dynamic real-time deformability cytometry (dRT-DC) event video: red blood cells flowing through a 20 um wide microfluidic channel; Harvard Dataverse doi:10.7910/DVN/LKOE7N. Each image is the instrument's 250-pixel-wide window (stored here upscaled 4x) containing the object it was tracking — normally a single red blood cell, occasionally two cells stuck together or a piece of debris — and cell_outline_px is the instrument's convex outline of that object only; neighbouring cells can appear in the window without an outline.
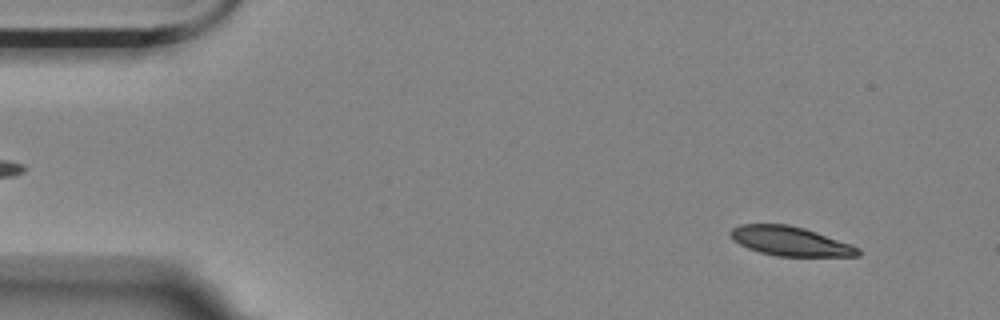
{"species": "Egyptian fruit bat (a non-hibernating species)", "species_latin": "Rousettus aegyptiacus", "temperature_condition": "room temperature", "stored_images_in_passage": 50, "camera_frame_rate_fps": 3000, "um_per_image_px": 0.085, "animal": {"sex": "female"}, "frame": {"image": 1, "passage_image": 4, "time_ms": 1.0, "image_size_px": [1000, 320], "cell_outline_px": [[860, 256], [776, 256], [760, 252], [748, 248], [732, 240], [728, 232], [732, 228], [740, 224], [788, 224], [804, 228], [852, 244], [860, 248]], "centroid_in_image_um": [67.16, 20.5], "position_along_channel_um": 17.8, "area_um2": 21.85}}
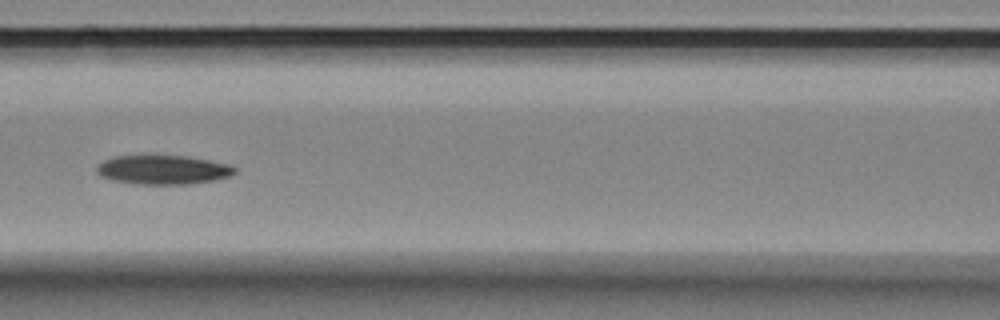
{"frame": {"image": 2, "passage_image": 23, "time_ms": 7.333, "image_size_px": [1000, 320], "cell_outline_px": [[236, 172], [228, 176], [216, 180], [192, 184], [136, 184], [112, 180], [100, 176], [96, 172], [96, 168], [104, 160], [112, 156], [184, 156], [208, 160], [228, 164], [236, 168]], "centroid_in_image_um": [13.84, 14.44], "position_along_channel_um": 152.8, "area_um2": 23.35}}
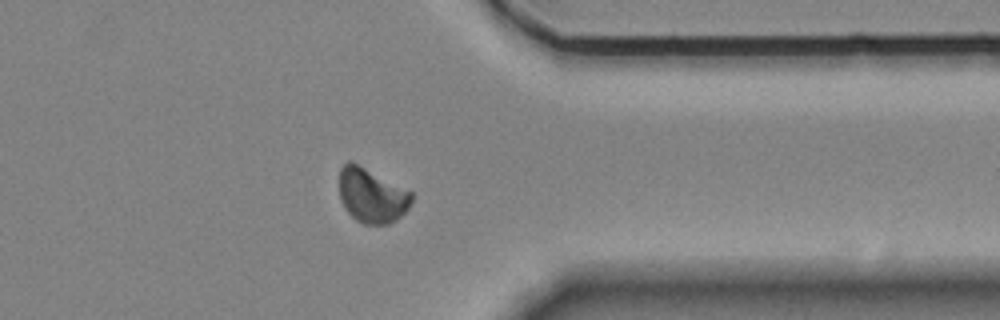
{"frame": {"image": 3, "passage_image": 43, "time_ms": 14.0, "image_size_px": [1000, 320], "cell_outline_px": [[412, 200], [408, 208], [396, 220], [388, 224], [364, 224], [356, 220], [344, 208], [340, 200], [340, 168], [348, 160], [352, 160], [412, 192]], "centroid_in_image_um": [31.58, 16.6], "position_along_channel_um": 379.8, "area_um2": 23.0}}